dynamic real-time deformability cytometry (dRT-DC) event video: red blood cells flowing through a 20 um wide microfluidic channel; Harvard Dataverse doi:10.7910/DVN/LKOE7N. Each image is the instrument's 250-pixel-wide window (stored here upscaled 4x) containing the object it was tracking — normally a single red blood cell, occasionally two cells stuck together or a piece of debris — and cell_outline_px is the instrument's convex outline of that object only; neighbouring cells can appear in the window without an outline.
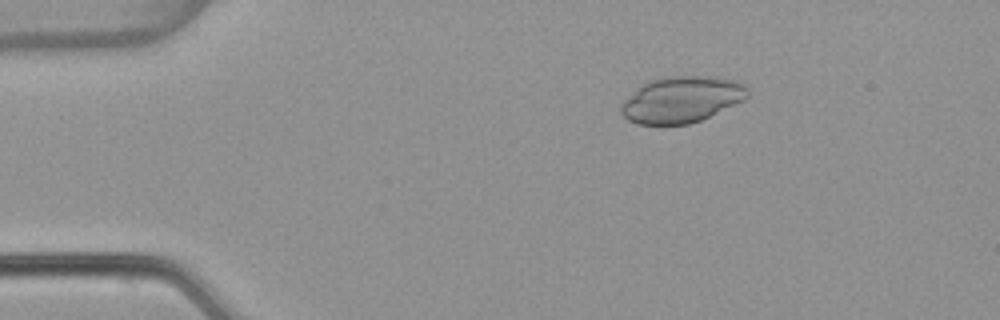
{"species": "common noctule bat (a hibernating species)", "species_latin": "Nyctalus noctula", "temperature_condition": "warm", "stored_images_in_passage": 53, "camera_frame_rate_fps": 3000, "um_per_image_px": 0.085, "animal": {"sex": "female", "body_mass_g": 22.7, "forearm_length_mm": 54.2}, "frame": {"image": 1, "passage_image": 9, "time_ms": 2.667, "image_size_px": [1000, 320], "cell_outline_px": [[748, 96], [744, 100], [700, 120], [688, 124], [636, 124], [628, 120], [620, 112], [620, 104], [640, 84], [664, 76], [708, 76], [736, 80], [744, 84], [748, 88]], "centroid_in_image_um": [57.91, 8.45], "position_along_channel_um": 27.1, "area_um2": 34.1}}
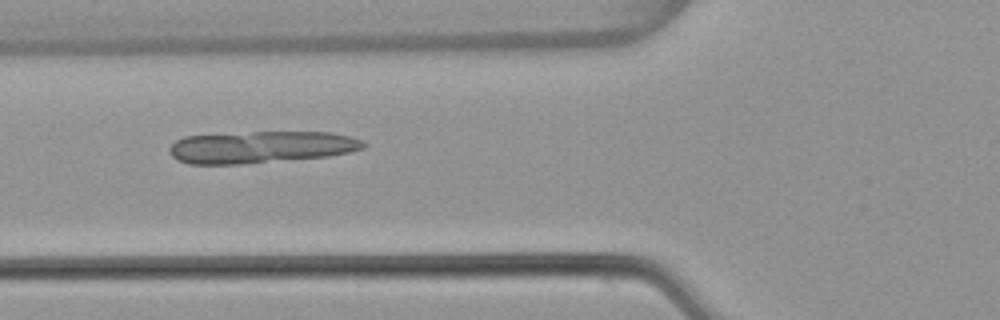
{"frame": {"image": 2, "passage_image": 20, "time_ms": 6.333, "image_size_px": [1000, 320], "cell_outline_px": [[364, 148], [348, 152], [328, 156], [240, 164], [188, 164], [176, 160], [168, 152], [168, 148], [176, 140], [184, 136], [252, 132], [328, 132], [348, 136], [360, 140], [364, 144]], "centroid_in_image_um": [22.1, 12.5], "position_along_channel_um": 103.7, "area_um2": 35.95}}
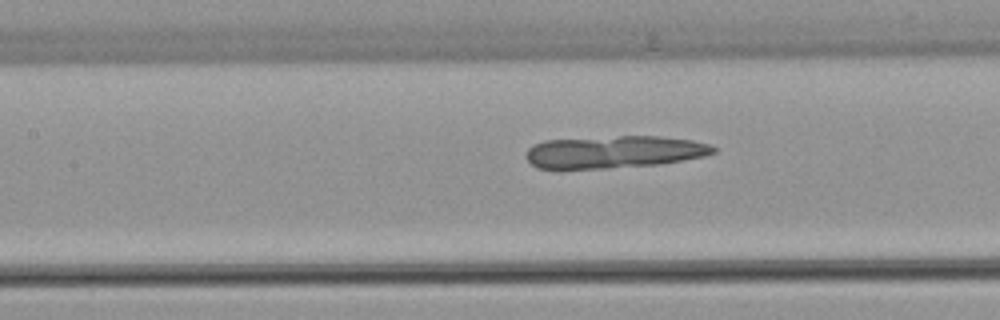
{"frame": {"image": 3, "passage_image": 24, "time_ms": 7.667, "image_size_px": [1000, 320], "cell_outline_px": [[716, 152], [704, 156], [656, 164], [560, 172], [536, 168], [524, 156], [528, 148], [544, 140], [620, 136], [660, 136], [692, 140], [708, 144], [716, 148]], "centroid_in_image_um": [52.07, 12.95], "position_along_channel_um": 155.3, "area_um2": 36.01}}